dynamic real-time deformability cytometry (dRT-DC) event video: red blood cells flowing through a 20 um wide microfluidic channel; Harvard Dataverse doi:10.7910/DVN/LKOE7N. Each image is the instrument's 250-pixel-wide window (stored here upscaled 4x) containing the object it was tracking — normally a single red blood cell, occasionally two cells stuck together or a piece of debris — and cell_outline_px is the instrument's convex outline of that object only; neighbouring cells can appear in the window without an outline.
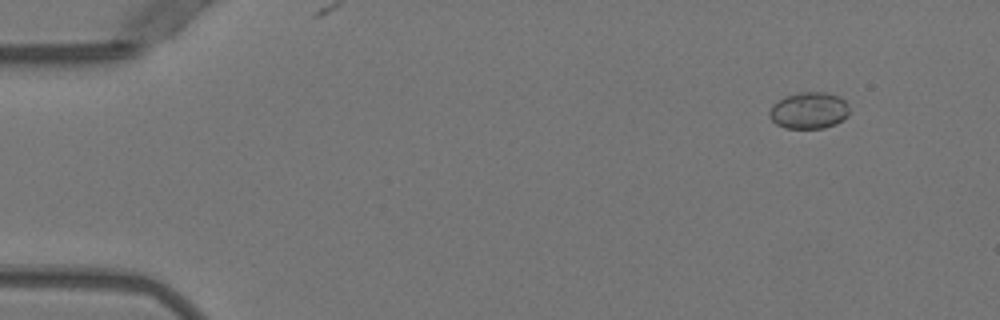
{"species": "Egyptian fruit bat (a non-hibernating species)", "species_latin": "Rousettus aegyptiacus", "temperature_condition": "warm", "stored_images_in_passage": 53, "camera_frame_rate_fps": 3000, "um_per_image_px": 0.085, "animal": {"sex": "female"}, "frame": {"image": 1, "passage_image": 6, "time_ms": 1.667, "image_size_px": [1000, 320], "cell_outline_px": [[848, 116], [836, 124], [824, 128], [784, 128], [776, 124], [768, 116], [768, 112], [772, 104], [784, 96], [800, 92], [828, 92], [840, 96], [848, 104]], "centroid_in_image_um": [68.75, 9.38], "position_along_channel_um": 16.3, "area_um2": 17.34}}
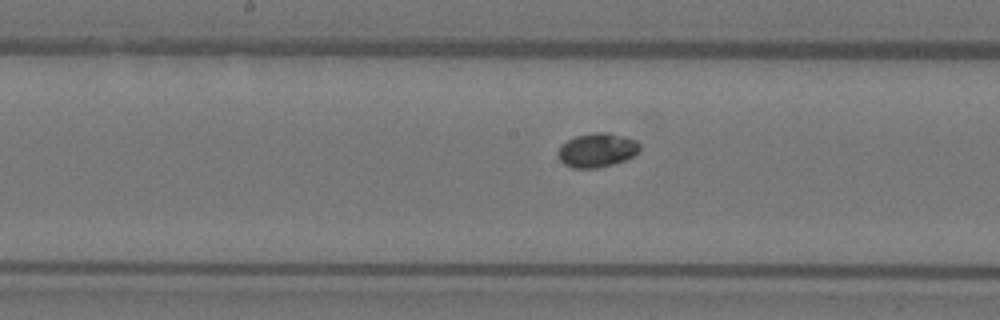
{"frame": {"image": 2, "passage_image": 28, "time_ms": 9.0, "image_size_px": [1000, 320], "cell_outline_px": [[640, 152], [624, 160], [612, 164], [596, 168], [572, 168], [564, 164], [560, 160], [556, 152], [560, 144], [576, 136], [592, 132], [608, 132], [624, 136], [636, 140], [640, 144]], "centroid_in_image_um": [50.73, 12.75], "position_along_channel_um": 197.5, "area_um2": 16.42}}
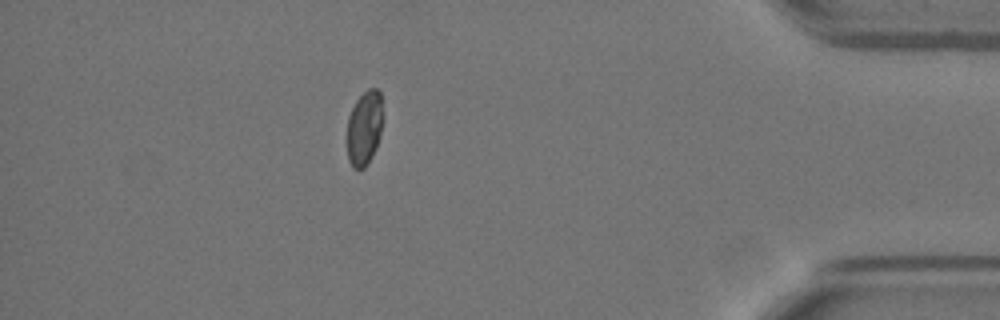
{"frame": {"image": 3, "passage_image": 47, "time_ms": 15.333, "image_size_px": [1000, 320], "cell_outline_px": [[380, 136], [376, 148], [372, 156], [364, 168], [352, 168], [348, 160], [348, 116], [356, 100], [368, 88], [376, 88], [380, 92]], "centroid_in_image_um": [30.94, 10.9], "position_along_channel_um": 404.3, "area_um2": 15.09}, "authors_computed_cell_mechanics": {"area_um2": 16.2996, "velocity_mm_per_s": 3.9603, "shape_relaxation_time_tau1_ms": 7.3435, "shape_relaxation_time_tau2_ms": null, "deformation_change_tau1": 0.0809, "deformation_change_tau2": null}}